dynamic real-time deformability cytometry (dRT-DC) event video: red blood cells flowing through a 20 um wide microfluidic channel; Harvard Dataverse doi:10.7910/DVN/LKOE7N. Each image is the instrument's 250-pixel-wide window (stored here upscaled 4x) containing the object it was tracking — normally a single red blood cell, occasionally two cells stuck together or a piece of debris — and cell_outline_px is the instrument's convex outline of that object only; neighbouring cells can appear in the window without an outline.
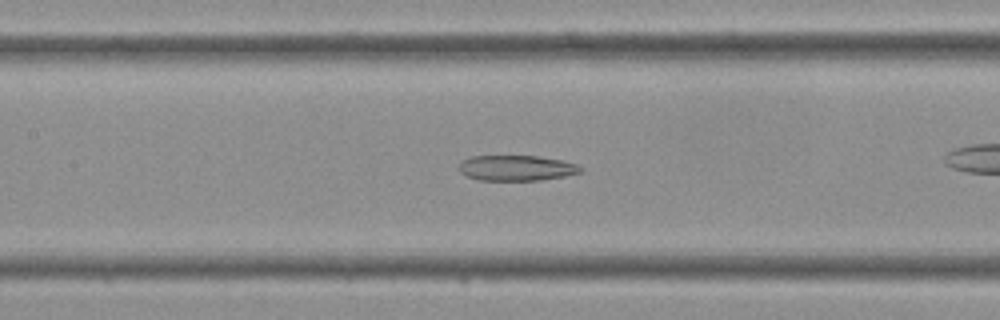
{"species": "Egyptian fruit bat (a non-hibernating species)", "species_latin": "Rousettus aegyptiacus", "temperature_condition": "cold", "stored_images_in_passage": 43, "camera_frame_rate_fps": 3000, "um_per_image_px": 0.085, "frame": {"image": 1, "passage_image": 19, "time_ms": 6.0, "image_size_px": [1000, 320], "cell_outline_px": [[584, 172], [564, 176], [540, 180], [480, 180], [464, 176], [460, 172], [460, 160], [468, 156], [536, 156], [560, 160], [576, 164], [584, 168]], "centroid_in_image_um": [43.88, 14.28], "position_along_channel_um": 163.5, "area_um2": 18.15}}